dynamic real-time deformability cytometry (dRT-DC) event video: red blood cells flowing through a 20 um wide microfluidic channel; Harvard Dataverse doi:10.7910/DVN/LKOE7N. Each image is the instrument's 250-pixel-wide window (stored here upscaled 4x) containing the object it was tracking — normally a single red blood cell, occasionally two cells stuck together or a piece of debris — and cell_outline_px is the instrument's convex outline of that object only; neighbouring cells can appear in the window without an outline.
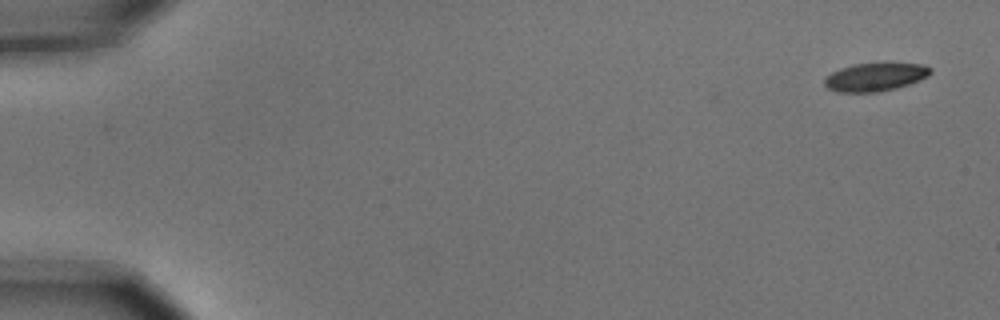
{"species": "common noctule bat (a hibernating species)", "species_latin": "Nyctalus noctula", "temperature_condition": "cold", "stored_images_in_passage": 8, "camera_frame_rate_fps": 3000, "um_per_image_px": 0.085, "animal": {"sex": "male", "body_mass_g": 15.6}, "frame": {"image": 1, "passage_image": 1, "time_ms": 0.0, "image_size_px": [1000, 320], "cell_outline_px": [[932, 72], [928, 76], [908, 84], [896, 88], [876, 92], [836, 92], [828, 88], [824, 84], [824, 76], [840, 68], [852, 64], [920, 64], [932, 68]], "centroid_in_image_um": [74.34, 6.55], "position_along_channel_um": 10.7, "area_um2": 17.22}}
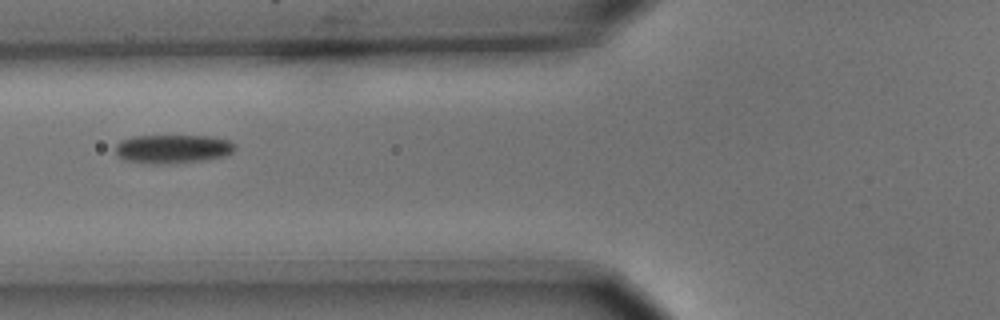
{"frame": {"image": 2, "passage_image": 7, "time_ms": 2.0, "image_size_px": [1000, 320], "cell_outline_px": [[236, 148], [228, 156], [204, 160], [124, 160], [116, 152], [116, 144], [120, 140], [132, 136], [212, 136], [232, 140], [236, 144]], "centroid_in_image_um": [14.81, 12.57], "position_along_channel_um": 111.0, "area_um2": 18.96}}
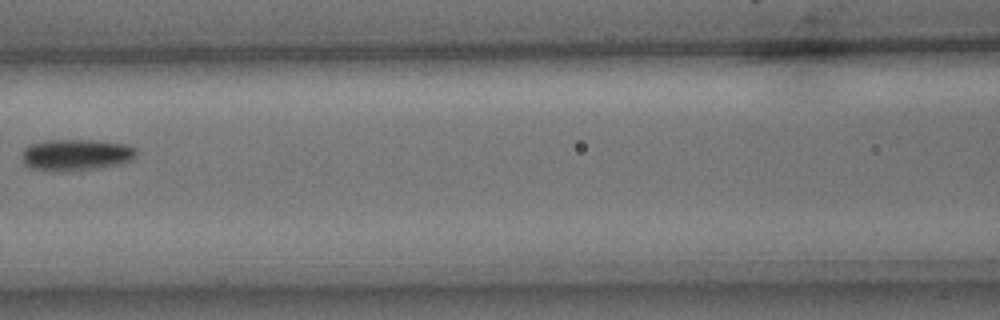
{"frame": {"image": 3, "passage_image": 8, "time_ms": 2.333, "image_size_px": [1000, 320], "cell_outline_px": [[136, 156], [132, 160], [120, 164], [100, 168], [28, 168], [24, 164], [20, 156], [24, 148], [28, 144], [48, 140], [92, 140], [128, 144], [136, 148]], "centroid_in_image_um": [6.49, 13.11], "position_along_channel_um": 160.1, "area_um2": 20.4}}